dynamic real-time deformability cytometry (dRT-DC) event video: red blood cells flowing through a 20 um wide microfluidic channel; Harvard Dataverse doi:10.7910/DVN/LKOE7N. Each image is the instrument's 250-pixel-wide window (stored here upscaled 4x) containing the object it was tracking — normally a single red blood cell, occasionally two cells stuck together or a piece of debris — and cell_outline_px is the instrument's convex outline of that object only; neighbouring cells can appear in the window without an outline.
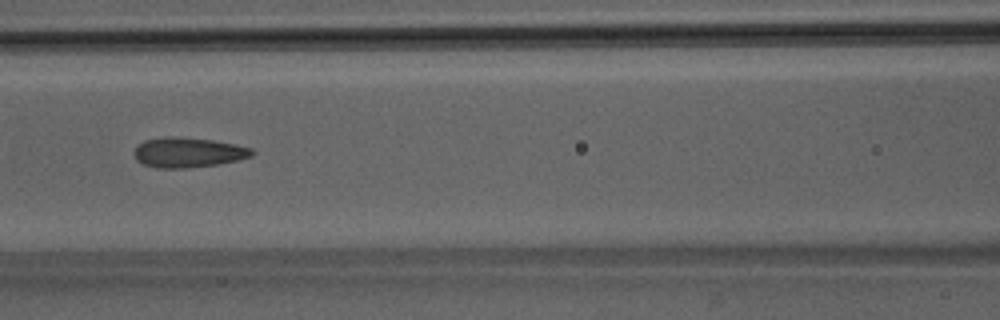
{"species": "Egyptian fruit bat (a non-hibernating species)", "species_latin": "Rousettus aegyptiacus", "temperature_condition": "room temperature", "stored_images_in_passage": 6, "camera_frame_rate_fps": 3000, "um_per_image_px": 0.085, "animal": {"sex": "male"}, "frame": {"image": 1, "passage_image": 6, "time_ms": 5.667, "image_size_px": [1000, 320], "cell_outline_px": [[256, 152], [252, 156], [236, 160], [216, 164], [188, 168], [156, 168], [144, 164], [136, 160], [132, 152], [144, 140], [168, 136], [172, 136], [212, 140], [236, 144], [252, 148]], "centroid_in_image_um": [15.98, 12.96], "position_along_channel_um": 150.6, "area_um2": 20.58}}